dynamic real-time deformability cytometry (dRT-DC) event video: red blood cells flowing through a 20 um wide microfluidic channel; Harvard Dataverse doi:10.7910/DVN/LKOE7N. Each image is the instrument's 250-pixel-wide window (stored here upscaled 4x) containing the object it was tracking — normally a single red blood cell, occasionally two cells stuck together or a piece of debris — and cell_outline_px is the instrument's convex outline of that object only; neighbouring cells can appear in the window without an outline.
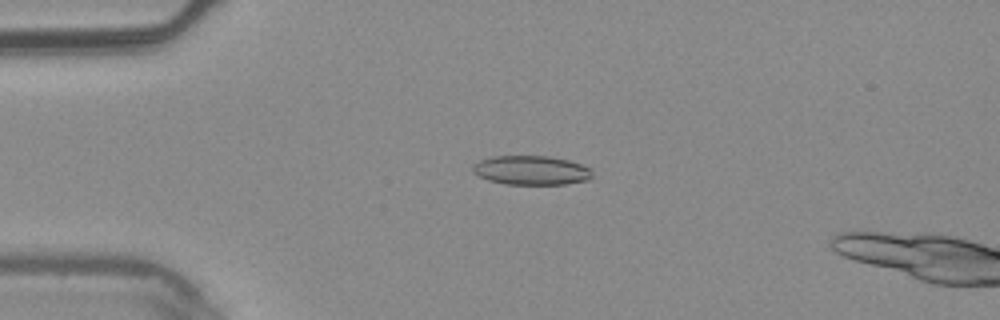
{"species": "common noctule bat (a hibernating species)", "species_latin": "Nyctalus noctula", "temperature_condition": "warm", "stored_images_in_passage": 5, "camera_frame_rate_fps": 3000, "um_per_image_px": 0.085, "animal": {"sex": "male", "body_mass_g": 20.4}, "frame": {"image": 1, "passage_image": 3, "time_ms": 0.667, "image_size_px": [1000, 320], "cell_outline_px": [[592, 176], [588, 180], [564, 184], [504, 184], [488, 180], [472, 172], [472, 164], [480, 160], [492, 156], [548, 156], [568, 160], [592, 168]], "centroid_in_image_um": [45.14, 14.47], "position_along_channel_um": 39.9, "area_um2": 20.4}}